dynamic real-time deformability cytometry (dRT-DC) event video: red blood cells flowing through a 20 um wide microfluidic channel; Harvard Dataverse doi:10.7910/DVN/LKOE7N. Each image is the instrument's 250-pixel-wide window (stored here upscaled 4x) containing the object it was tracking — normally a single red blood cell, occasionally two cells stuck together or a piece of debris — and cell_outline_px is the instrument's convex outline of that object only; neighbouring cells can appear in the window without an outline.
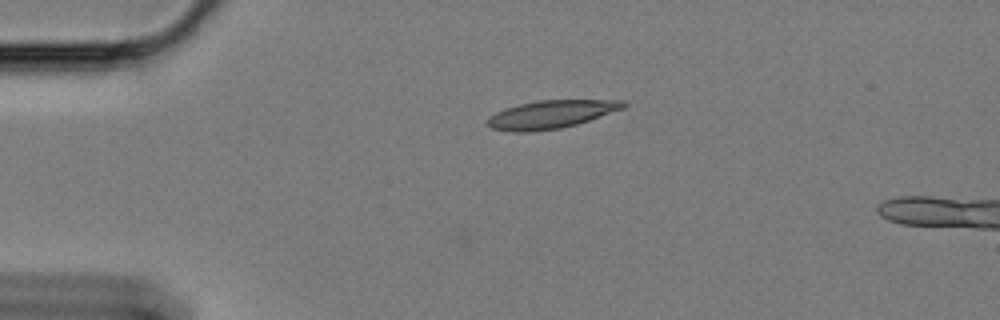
{"species": "Egyptian fruit bat (a non-hibernating species)", "species_latin": "Rousettus aegyptiacus", "temperature_condition": "cold", "stored_images_in_passage": 46, "camera_frame_rate_fps": 3000, "um_per_image_px": 0.085, "animal": {"sex": "female"}, "frame": {"image": 1, "passage_image": 1, "time_ms": 0.0, "image_size_px": [1000, 320], "cell_outline_px": [[628, 104], [624, 108], [576, 124], [560, 128], [524, 132], [516, 132], [492, 128], [488, 124], [488, 120], [496, 112], [504, 108], [536, 100], [624, 100]], "centroid_in_image_um": [46.86, 9.7], "position_along_channel_um": 38.1, "area_um2": 21.85}}
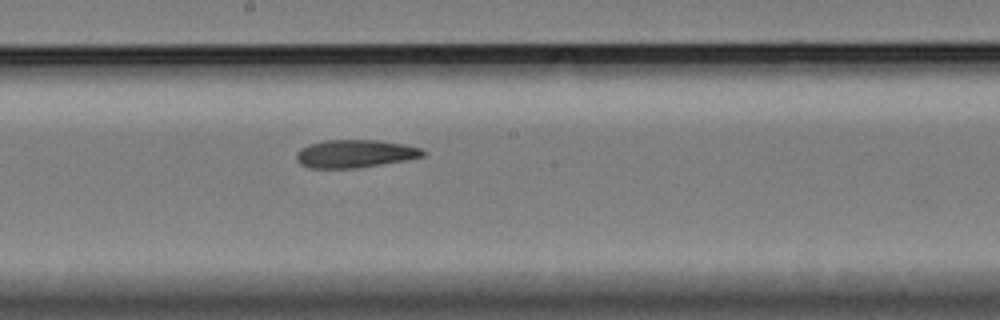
{"frame": {"image": 2, "passage_image": 20, "time_ms": 6.333, "image_size_px": [1000, 320], "cell_outline_px": [[428, 152], [424, 156], [404, 160], [356, 168], [308, 168], [300, 164], [296, 160], [296, 152], [300, 148], [308, 144], [324, 140], [376, 140], [404, 144], [420, 148]], "centroid_in_image_um": [30.13, 13.06], "position_along_channel_um": 218.1, "area_um2": 20.63}}
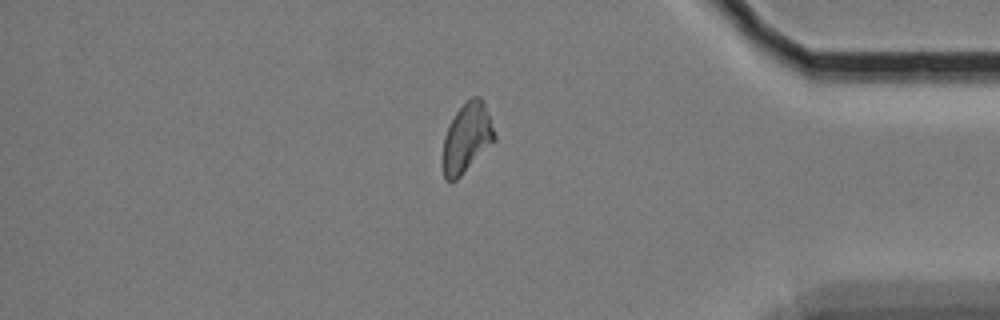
{"frame": {"image": 3, "passage_image": 38, "time_ms": 12.333, "image_size_px": [1000, 320], "cell_outline_px": [[496, 140], [456, 180], [448, 180], [444, 176], [444, 136], [456, 112], [472, 96], [480, 96], [488, 112], [496, 136]], "centroid_in_image_um": [39.71, 11.7], "position_along_channel_um": 395.5, "area_um2": 20.29}}